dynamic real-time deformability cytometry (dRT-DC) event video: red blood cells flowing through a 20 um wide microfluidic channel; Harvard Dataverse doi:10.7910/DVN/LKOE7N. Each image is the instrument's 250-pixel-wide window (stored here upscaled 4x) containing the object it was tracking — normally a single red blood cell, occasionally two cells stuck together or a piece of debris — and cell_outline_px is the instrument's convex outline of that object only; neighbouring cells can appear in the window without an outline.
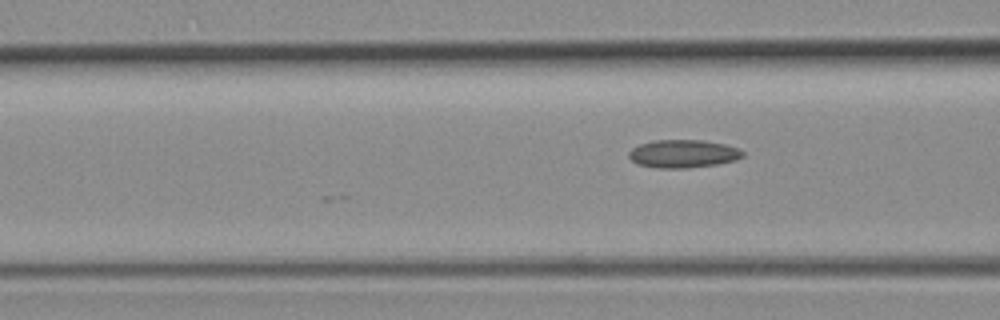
{"species": "common noctule bat (a hibernating species)", "species_latin": "Nyctalus noctula", "temperature_condition": "room temperature", "stored_images_in_passage": 8, "camera_frame_rate_fps": 3000, "um_per_image_px": 0.085, "animal": {"sex": "female", "body_mass_g": 19.3, "forearm_length_mm": 54.1}, "frame": {"image": 1, "passage_image": 8, "time_ms": 2.333, "image_size_px": [1000, 320], "cell_outline_px": [[744, 156], [736, 160], [716, 164], [688, 168], [660, 168], [636, 164], [628, 156], [628, 152], [632, 148], [640, 144], [652, 140], [704, 140], [724, 144], [740, 148], [744, 152]], "centroid_in_image_um": [58.07, 13.06], "position_along_channel_um": 108.5, "area_um2": 18.73}}